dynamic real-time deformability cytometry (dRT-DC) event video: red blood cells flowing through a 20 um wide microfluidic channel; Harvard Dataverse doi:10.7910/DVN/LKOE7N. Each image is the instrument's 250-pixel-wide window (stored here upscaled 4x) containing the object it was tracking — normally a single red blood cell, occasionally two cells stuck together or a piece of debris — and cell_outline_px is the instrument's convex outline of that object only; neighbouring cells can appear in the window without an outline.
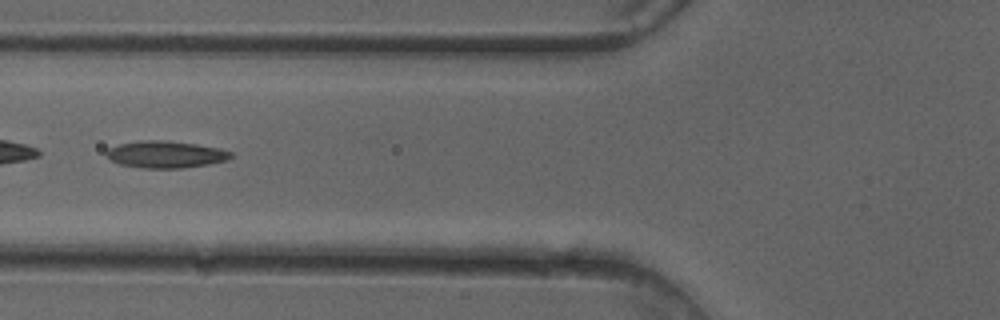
{"species": "common noctule bat (a hibernating species)", "species_latin": "Nyctalus noctula", "temperature_condition": "cold", "stored_images_in_passage": 47, "camera_frame_rate_fps": 3000, "um_per_image_px": 0.085, "animal": {"sex": "female"}, "frame": {"image": 1, "passage_image": 18, "time_ms": 5.667, "image_size_px": [1000, 320], "cell_outline_px": [[232, 156], [228, 160], [208, 164], [180, 168], [140, 168], [120, 164], [112, 160], [104, 152], [108, 148], [120, 144], [140, 140], [164, 140], [196, 144], [220, 148], [232, 152]], "centroid_in_image_um": [14.08, 13.12], "position_along_channel_um": 111.7, "area_um2": 19.54}}
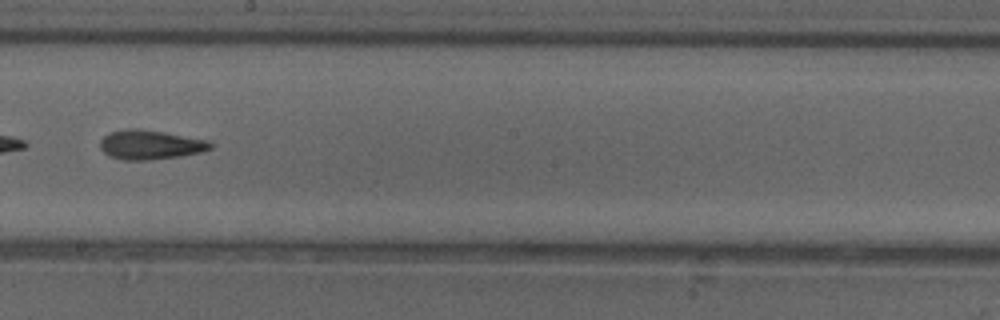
{"frame": {"image": 2, "passage_image": 27, "time_ms": 8.667, "image_size_px": [1000, 320], "cell_outline_px": [[212, 148], [200, 152], [180, 156], [152, 160], [124, 160], [108, 156], [100, 148], [100, 140], [108, 132], [128, 128], [136, 128], [208, 140], [212, 144]], "centroid_in_image_um": [12.72, 12.31], "position_along_channel_um": 235.5, "area_um2": 18.79}}
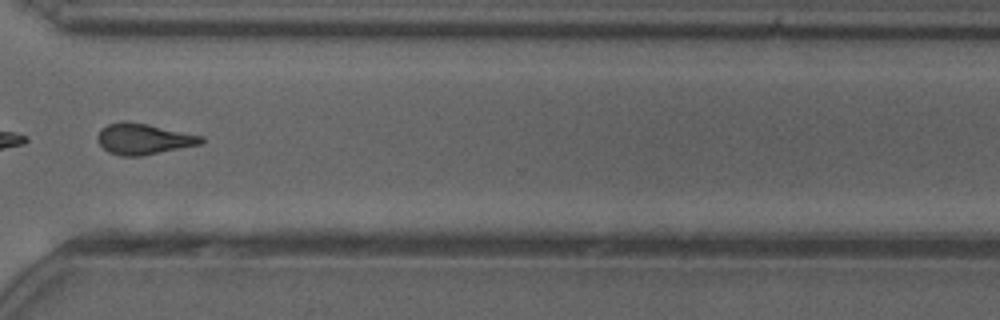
{"frame": {"image": 3, "passage_image": 36, "time_ms": 11.667, "image_size_px": [1000, 320], "cell_outline_px": [[204, 140], [200, 144], [140, 156], [120, 156], [108, 152], [96, 140], [96, 136], [100, 128], [108, 124], [124, 120], [128, 120], [148, 124], [204, 136]], "centroid_in_image_um": [12.15, 11.79], "position_along_channel_um": 358.4, "area_um2": 18.79}, "authors_computed_cell_mechanics": {"area_um2": 18.9006, "velocity_mm_per_s": 4.1106, "shape_relaxation_time_tau1_ms": null, "shape_relaxation_time_tau2_ms": 3.7776, "deformation_change_tau1": null, "deformation_change_tau2": 0.1325}}